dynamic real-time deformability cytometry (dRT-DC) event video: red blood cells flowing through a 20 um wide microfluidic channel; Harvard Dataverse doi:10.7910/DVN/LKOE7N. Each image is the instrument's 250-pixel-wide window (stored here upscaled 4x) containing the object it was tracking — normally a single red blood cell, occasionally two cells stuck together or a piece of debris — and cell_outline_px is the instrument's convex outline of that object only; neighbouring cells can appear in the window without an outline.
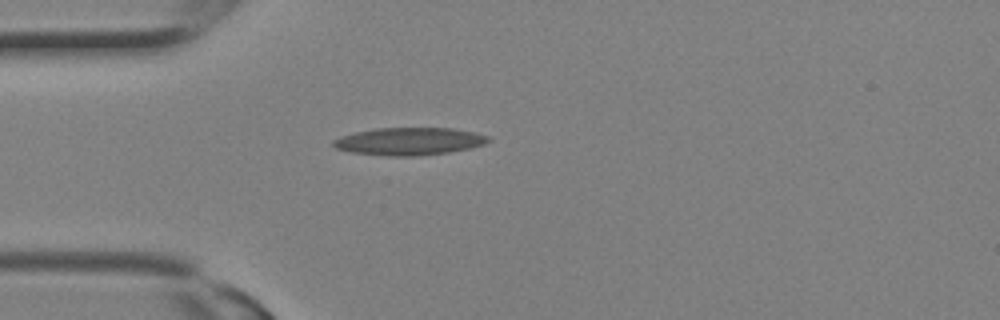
{"species": "Egyptian fruit bat (a non-hibernating species)", "species_latin": "Rousettus aegyptiacus", "temperature_condition": "room temperature", "stored_images_in_passage": 7, "camera_frame_rate_fps": 3000, "um_per_image_px": 0.085, "animal": {"sex": "female"}, "frame": {"image": 1, "passage_image": 1, "time_ms": 0.0, "image_size_px": [1000, 320], "cell_outline_px": [[492, 140], [484, 144], [468, 148], [448, 152], [420, 156], [388, 156], [352, 152], [336, 148], [332, 144], [332, 140], [340, 136], [356, 132], [376, 128], [452, 128], [476, 132], [488, 136]], "centroid_in_image_um": [34.79, 12.01], "position_along_channel_um": 50.2, "area_um2": 24.91}}
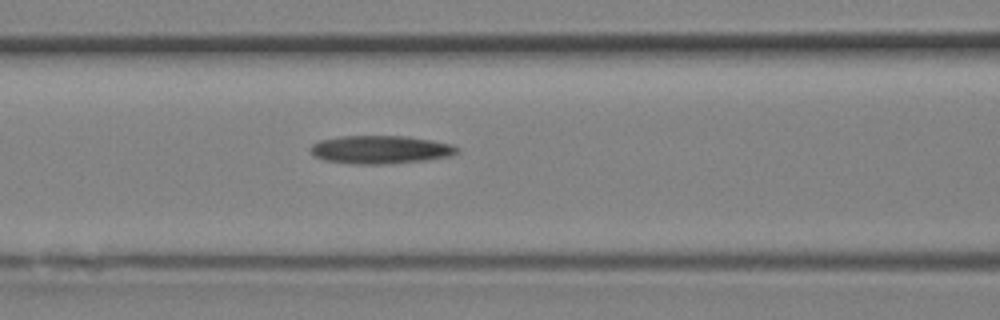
{"frame": {"image": 2, "passage_image": 5, "time_ms": 1.333, "image_size_px": [1000, 320], "cell_outline_px": [[460, 152], [452, 156], [424, 160], [384, 164], [352, 164], [324, 160], [316, 156], [308, 148], [312, 144], [320, 140], [340, 136], [408, 136], [452, 144], [460, 148]], "centroid_in_image_um": [32.36, 12.71], "position_along_channel_um": 134.2, "area_um2": 24.16}}
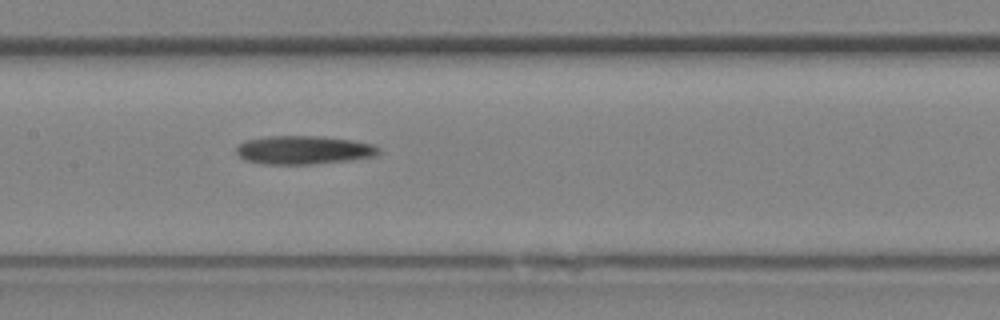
{"frame": {"image": 3, "passage_image": 7, "time_ms": 2.0, "image_size_px": [1000, 320], "cell_outline_px": [[380, 152], [376, 156], [352, 160], [316, 164], [264, 164], [244, 160], [236, 152], [236, 148], [244, 140], [268, 136], [316, 136], [352, 140], [372, 144], [380, 148]], "centroid_in_image_um": [25.82, 12.76], "position_along_channel_um": 181.6, "area_um2": 23.76}}